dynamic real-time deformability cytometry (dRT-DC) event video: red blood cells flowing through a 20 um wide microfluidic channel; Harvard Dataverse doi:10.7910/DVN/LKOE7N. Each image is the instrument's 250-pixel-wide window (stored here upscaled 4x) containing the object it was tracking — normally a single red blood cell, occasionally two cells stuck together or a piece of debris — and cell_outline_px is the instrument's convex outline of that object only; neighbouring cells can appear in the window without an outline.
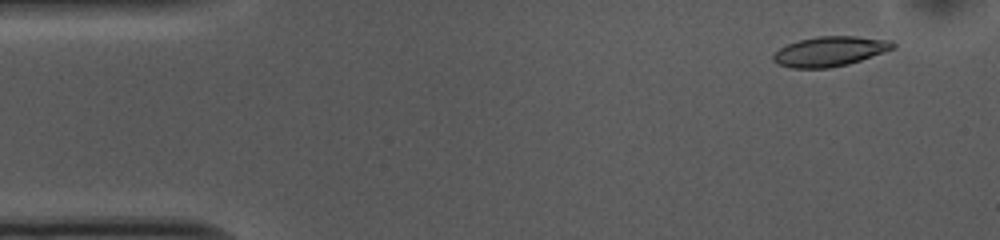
{"species": "common noctule bat (a hibernating species)", "species_latin": "Nyctalus noctula", "temperature_condition": "cold", "stored_images_in_passage": 53, "camera_frame_rate_fps": 3000, "um_per_image_px": 0.085, "animal": {"sex": "female", "body_mass_g": 10.0, "forearm_length_mm": 53.1}, "frame": {"image": 1, "passage_image": 4, "time_ms": 1.0, "image_size_px": [1000, 240], "cell_outline_px": [[896, 48], [848, 64], [828, 68], [792, 68], [780, 64], [772, 60], [772, 56], [780, 48], [788, 44], [800, 40], [816, 36], [856, 36], [892, 40], [896, 44]], "centroid_in_image_um": [70.57, 4.36], "position_along_channel_um": 14.4, "area_um2": 20.75}}
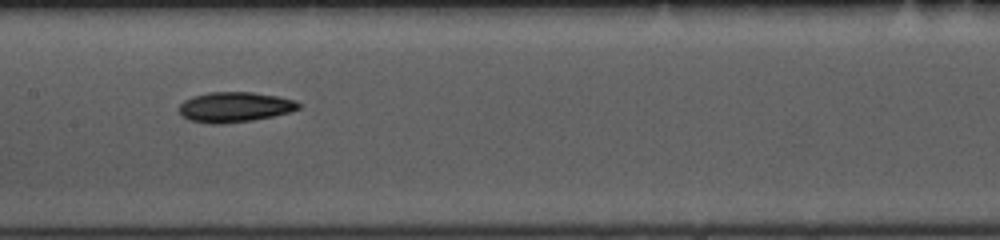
{"frame": {"image": 2, "passage_image": 25, "time_ms": 8.0, "image_size_px": [1000, 240], "cell_outline_px": [[300, 108], [288, 112], [272, 116], [252, 120], [220, 124], [212, 124], [188, 120], [180, 116], [180, 104], [184, 100], [192, 96], [208, 92], [252, 92], [276, 96], [296, 100], [300, 104]], "centroid_in_image_um": [19.91, 9.1], "position_along_channel_um": 187.5, "area_um2": 20.98}}
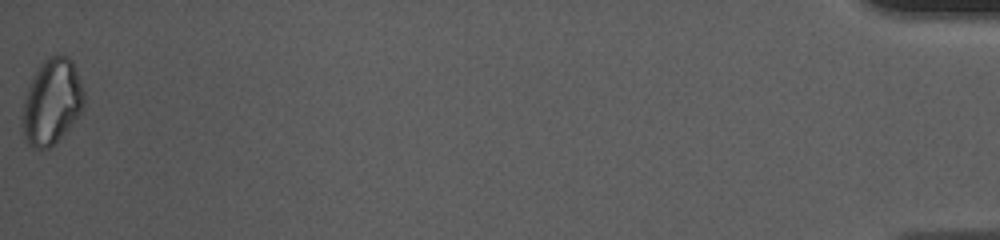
{"frame": {"image": 3, "passage_image": 53, "time_ms": 17.333, "image_size_px": [1000, 240], "cell_outline_px": [[84, 108], [72, 124], [48, 148], [32, 148], [28, 144], [24, 136], [20, 116], [24, 100], [28, 88], [40, 64], [44, 60], [52, 56], [68, 56], [72, 60], [80, 80], [84, 92]], "centroid_in_image_um": [4.39, 8.66], "position_along_channel_um": 430.8, "area_um2": 30.4}, "authors_computed_cell_mechanics": {"area_um2": 20.7502, "velocity_mm_per_s": 3.7123, "shape_relaxation_time_tau1_ms": 5.1363, "shape_relaxation_time_tau2_ms": null, "deformation_change_tau1": 0.1055, "deformation_change_tau2": null}}